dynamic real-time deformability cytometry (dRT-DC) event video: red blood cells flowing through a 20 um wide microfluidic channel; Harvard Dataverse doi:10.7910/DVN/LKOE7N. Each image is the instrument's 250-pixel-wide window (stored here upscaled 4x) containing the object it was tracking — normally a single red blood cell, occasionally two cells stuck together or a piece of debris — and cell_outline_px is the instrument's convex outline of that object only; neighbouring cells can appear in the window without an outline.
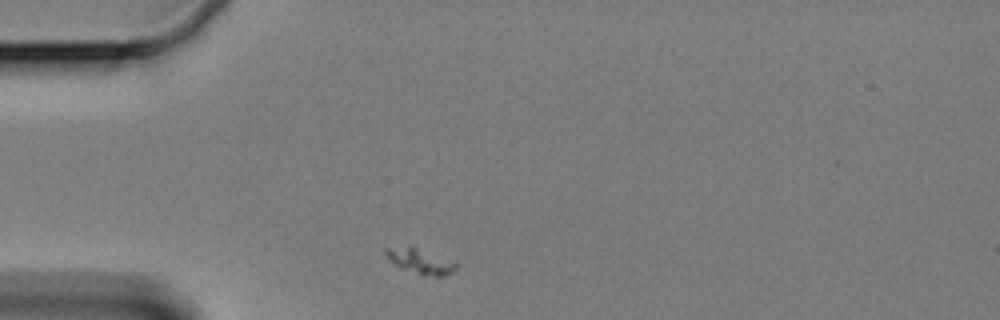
{"species": "Egyptian fruit bat (a non-hibernating species)", "species_latin": "Rousettus aegyptiacus", "temperature_condition": "cold", "stored_images_in_passage": 34, "camera_frame_rate_fps": 3000, "um_per_image_px": 0.085, "animal": {"sex": "female"}, "frame": {"image": 1, "passage_image": 1, "time_ms": 0.0, "image_size_px": [1000, 320], "cell_outline_px": [[460, 264], [452, 272], [444, 276], [420, 276], [400, 268], [392, 264], [384, 256], [384, 248], [412, 244]], "centroid_in_image_um": [35.65, 22.18], "position_along_channel_um": 49.3, "area_um2": 11.04}}
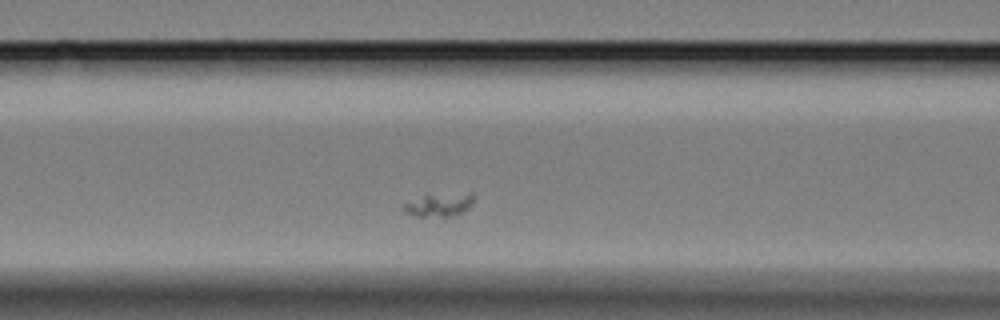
{"frame": {"image": 2, "passage_image": 10, "time_ms": 3.0, "image_size_px": [1000, 320], "cell_outline_px": [[476, 196], [472, 204], [468, 208], [452, 216], [416, 216], [400, 208], [400, 204], [424, 192], [472, 192]], "centroid_in_image_um": [37.29, 17.31], "position_along_channel_um": 129.3, "area_um2": 10.4}}
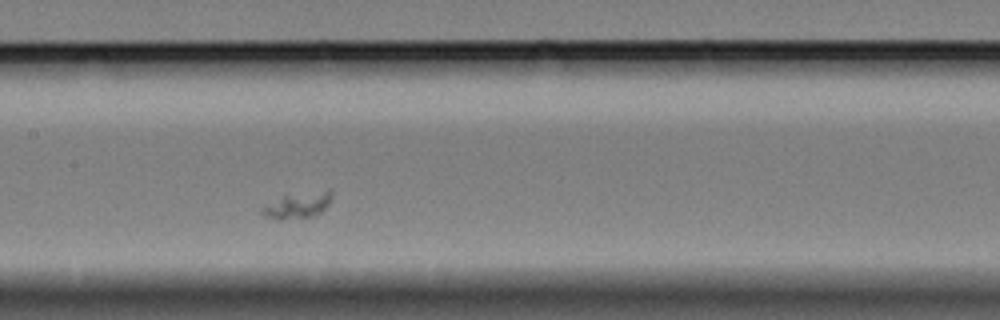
{"frame": {"image": 3, "passage_image": 15, "time_ms": 4.667, "image_size_px": [1000, 320], "cell_outline_px": [[332, 196], [328, 204], [320, 212], [312, 216], [280, 220], [276, 220], [260, 212], [260, 208], [284, 196], [328, 188], [332, 192]], "centroid_in_image_um": [25.34, 17.43], "position_along_channel_um": 182.1, "area_um2": 10.35}}